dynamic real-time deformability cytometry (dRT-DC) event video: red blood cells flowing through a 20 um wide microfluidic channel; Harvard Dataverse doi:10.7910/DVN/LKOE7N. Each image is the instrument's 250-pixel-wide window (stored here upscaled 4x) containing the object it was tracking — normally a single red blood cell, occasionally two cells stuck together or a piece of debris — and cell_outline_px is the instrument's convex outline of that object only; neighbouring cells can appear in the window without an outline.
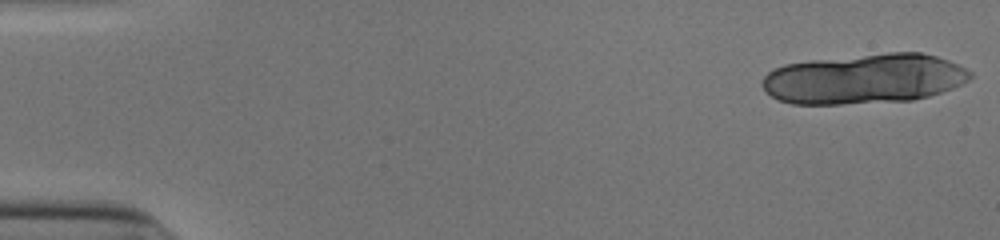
{"species": "human", "species_latin": "Homo sapiens", "temperature_condition": "cold", "stored_images_in_passage": 17, "camera_frame_rate_fps": 3000, "um_per_image_px": 0.085, "donor": {"sex": "male"}, "frame": {"image": 1, "passage_image": 1, "time_ms": 0.0, "image_size_px": [1000, 240], "cell_outline_px": [[972, 76], [968, 80], [952, 88], [928, 96], [912, 100], [840, 104], [792, 104], [780, 100], [772, 96], [760, 84], [764, 76], [768, 72], [784, 64], [812, 60], [888, 52], [920, 52], [936, 56], [948, 60], [972, 72]], "centroid_in_image_um": [73.45, 6.69], "position_along_channel_um": 11.6, "area_um2": 60.34}}